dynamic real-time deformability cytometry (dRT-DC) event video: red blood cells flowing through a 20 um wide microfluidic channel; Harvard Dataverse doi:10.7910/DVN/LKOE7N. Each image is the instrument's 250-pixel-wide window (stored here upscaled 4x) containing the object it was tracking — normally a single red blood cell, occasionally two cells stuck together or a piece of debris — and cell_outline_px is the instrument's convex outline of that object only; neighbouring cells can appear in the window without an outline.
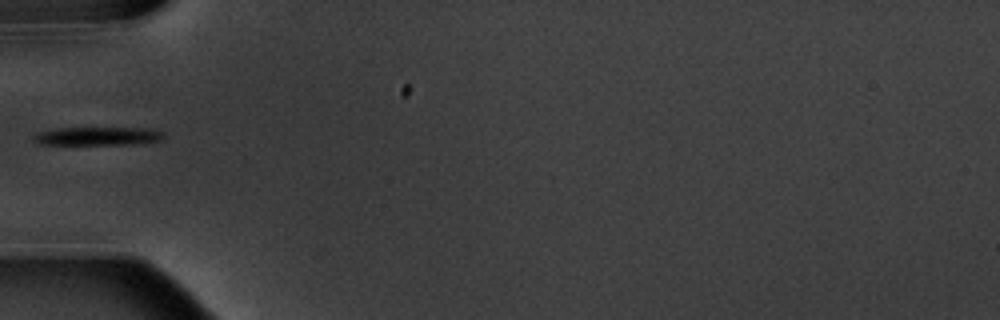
{"species": "common noctule bat (a hibernating species)", "species_latin": "Nyctalus noctula", "temperature_condition": "warm", "stored_images_in_passage": 1, "camera_frame_rate_fps": 3000, "um_per_image_px": 0.085, "animal": {"sex": "male", "body_mass_g": 20.1, "forearm_length_mm": 53.5}, "frame": {"image": 1, "passage_image": 1, "time_ms": 0.0, "image_size_px": [1000, 320], "cell_outline_px": [[164, 136], [160, 140], [124, 144], [40, 144], [32, 140], [32, 136], [36, 132], [60, 128], [140, 128], [164, 132]], "centroid_in_image_um": [8.2, 11.56], "position_along_channel_um": 76.8, "area_um2": 13.58}}